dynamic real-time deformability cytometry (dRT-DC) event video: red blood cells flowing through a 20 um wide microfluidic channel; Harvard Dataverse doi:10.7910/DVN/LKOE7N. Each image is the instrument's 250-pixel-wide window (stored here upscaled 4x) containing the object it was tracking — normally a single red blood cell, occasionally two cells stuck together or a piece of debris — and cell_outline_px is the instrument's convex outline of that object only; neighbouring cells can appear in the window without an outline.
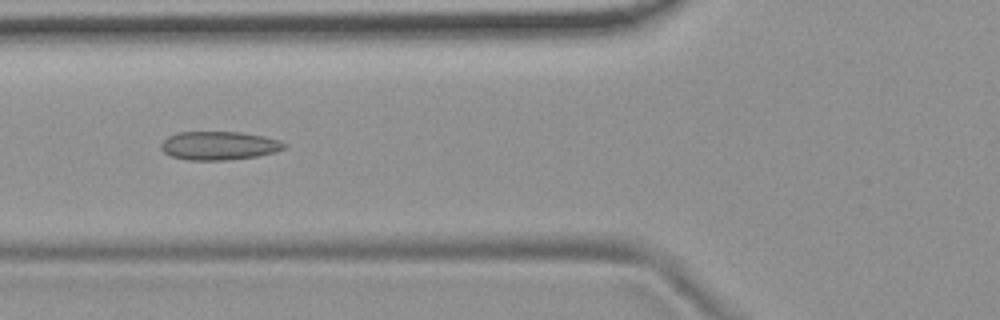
{"species": "common noctule bat (a hibernating species)", "species_latin": "Nyctalus noctula", "temperature_condition": "room temperature", "stored_images_in_passage": 53, "camera_frame_rate_fps": 3000, "um_per_image_px": 0.085, "animal": {"sex": "female", "body_mass_g": 19.9}, "frame": {"image": 1, "passage_image": 20, "time_ms": 6.333, "image_size_px": [1000, 320], "cell_outline_px": [[288, 144], [284, 148], [276, 152], [256, 156], [228, 160], [188, 160], [172, 156], [164, 152], [160, 148], [160, 144], [168, 136], [176, 132], [240, 132], [264, 136], [280, 140]], "centroid_in_image_um": [18.62, 12.37], "position_along_channel_um": 107.2, "area_um2": 20.58}}
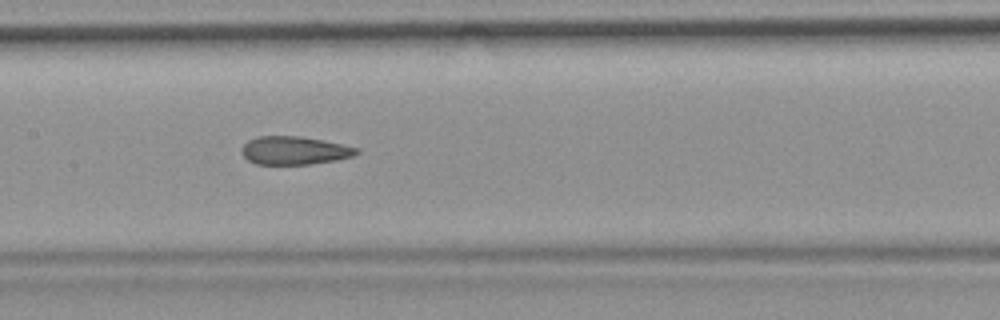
{"frame": {"image": 2, "passage_image": 26, "time_ms": 8.333, "image_size_px": [1000, 320], "cell_outline_px": [[360, 152], [352, 156], [336, 160], [312, 164], [256, 164], [248, 160], [244, 156], [244, 144], [248, 140], [260, 136], [300, 136], [360, 148]], "centroid_in_image_um": [25.05, 12.79], "position_along_channel_um": 182.3, "area_um2": 18.61}}
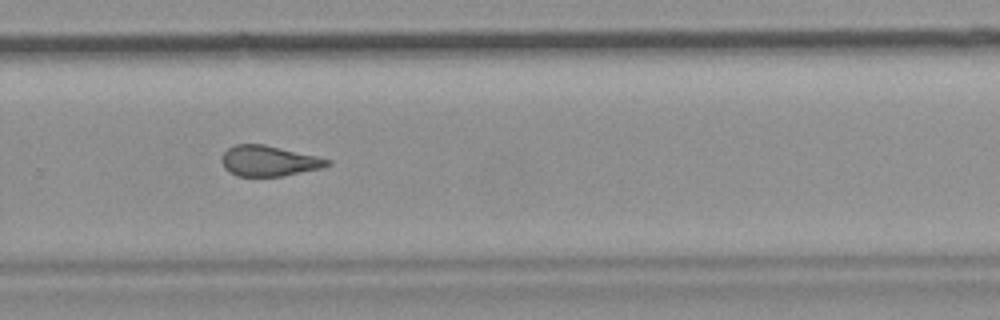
{"frame": {"image": 3, "passage_image": 36, "time_ms": 11.667, "image_size_px": [1000, 320], "cell_outline_px": [[332, 164], [320, 168], [280, 176], [236, 176], [228, 172], [224, 168], [220, 160], [224, 152], [228, 148], [236, 144], [264, 144], [316, 156], [332, 160]], "centroid_in_image_um": [22.81, 13.68], "position_along_channel_um": 307.0, "area_um2": 18.73}, "authors_computed_cell_mechanics": {"area_um2": 19.9988, "velocity_mm_per_s": 3.7641, "shape_relaxation_time_tau1_ms": null, "shape_relaxation_time_tau2_ms": 2.059, "deformation_change_tau1": null, "deformation_change_tau2": 0.0885}}